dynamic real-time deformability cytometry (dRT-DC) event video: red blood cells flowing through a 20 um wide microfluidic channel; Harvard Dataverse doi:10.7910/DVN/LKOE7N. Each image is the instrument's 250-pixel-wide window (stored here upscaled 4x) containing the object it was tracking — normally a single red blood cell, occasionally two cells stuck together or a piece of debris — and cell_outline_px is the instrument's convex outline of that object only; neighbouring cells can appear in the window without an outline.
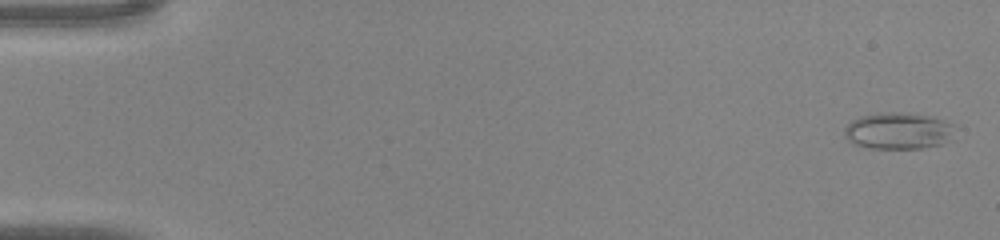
{"species": "common noctule bat (a hibernating species)", "species_latin": "Nyctalus noctula", "temperature_condition": "warm", "stored_images_in_passage": 43, "camera_frame_rate_fps": 3000, "um_per_image_px": 0.085, "animal": {"sex": "male", "body_mass_g": 20.0, "forearm_length_mm": 53.3}, "frame": {"image": 1, "passage_image": 2, "time_ms": 0.333, "image_size_px": [1000, 240], "cell_outline_px": [[956, 124], [952, 140], [940, 144], [920, 148], [868, 148], [852, 144], [844, 136], [844, 128], [852, 120], [860, 116], [880, 112], [908, 112], [936, 116]], "centroid_in_image_um": [76.4, 11.1], "position_along_channel_um": 8.6, "area_um2": 24.28}}
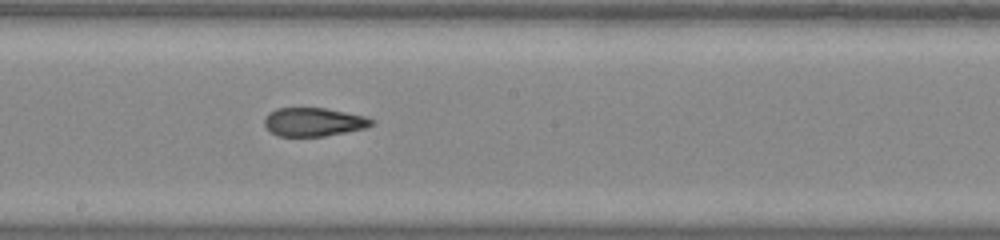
{"frame": {"image": 2, "passage_image": 27, "time_ms": 8.667, "image_size_px": [1000, 240], "cell_outline_px": [[376, 124], [364, 128], [324, 136], [276, 136], [264, 124], [264, 116], [268, 112], [276, 108], [324, 108], [364, 116], [376, 120]], "centroid_in_image_um": [26.65, 10.36], "position_along_channel_um": 221.6, "area_um2": 17.8}}
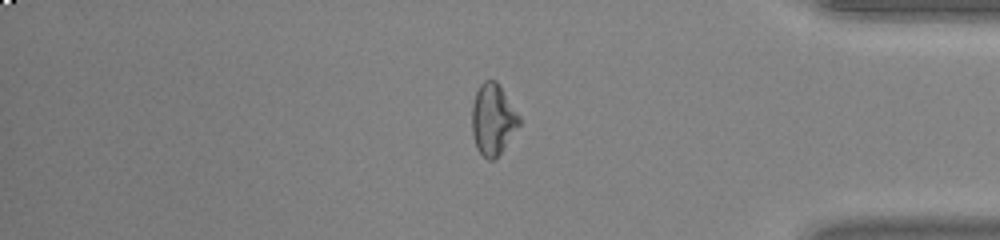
{"frame": {"image": 3, "passage_image": 40, "time_ms": 13.0, "image_size_px": [1000, 240], "cell_outline_px": [[520, 124], [496, 160], [488, 160], [476, 148], [472, 132], [472, 104], [476, 92], [480, 84], [484, 80], [496, 80], [520, 116]], "centroid_in_image_um": [41.89, 10.16], "position_along_channel_um": 393.3, "area_um2": 19.59}}